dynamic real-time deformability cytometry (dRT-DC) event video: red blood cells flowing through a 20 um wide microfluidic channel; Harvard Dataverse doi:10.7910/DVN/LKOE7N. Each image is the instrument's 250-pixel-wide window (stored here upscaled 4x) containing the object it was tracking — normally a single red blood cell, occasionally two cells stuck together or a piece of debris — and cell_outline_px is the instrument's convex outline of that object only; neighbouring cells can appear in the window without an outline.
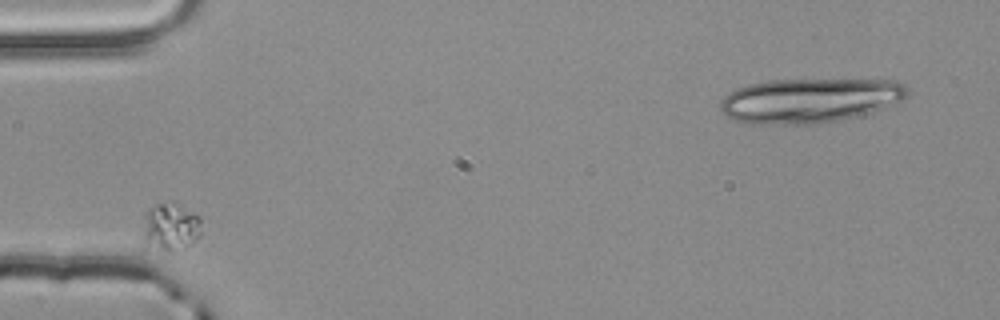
{"species": "common noctule bat (a hibernating species)", "species_latin": "Nyctalus noctula", "temperature_condition": "room temperature", "stored_images_in_passage": 2, "camera_frame_rate_fps": 3000, "um_per_image_px": 0.085, "animal": {"sex": "male", "body_mass_g": 20.4}, "frame": {"image": 1, "passage_image": 1, "time_ms": 0.0, "image_size_px": [1000, 320], "cell_outline_px": [[200, 236], [192, 244], [184, 248], [168, 252], [144, 248], [144, 212], [148, 208], [156, 204], [172, 200], [176, 200], [200, 216]], "centroid_in_image_um": [14.48, 19.27], "position_along_channel_um": 70.5, "area_um2": 17.17}}
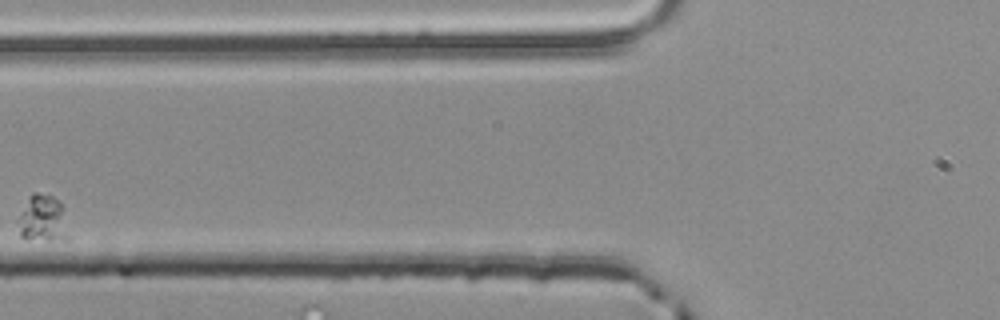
{"frame": {"image": 2, "passage_image": 2, "time_ms": 0.333, "image_size_px": [1000, 320], "cell_outline_px": [[68, 236], [48, 240], [24, 240], [20, 236], [16, 220], [28, 196], [32, 192], [36, 192], [52, 196], [60, 200], [64, 208]], "centroid_in_image_um": [3.57, 18.56], "position_along_channel_um": 122.2, "area_um2": 14.1}}